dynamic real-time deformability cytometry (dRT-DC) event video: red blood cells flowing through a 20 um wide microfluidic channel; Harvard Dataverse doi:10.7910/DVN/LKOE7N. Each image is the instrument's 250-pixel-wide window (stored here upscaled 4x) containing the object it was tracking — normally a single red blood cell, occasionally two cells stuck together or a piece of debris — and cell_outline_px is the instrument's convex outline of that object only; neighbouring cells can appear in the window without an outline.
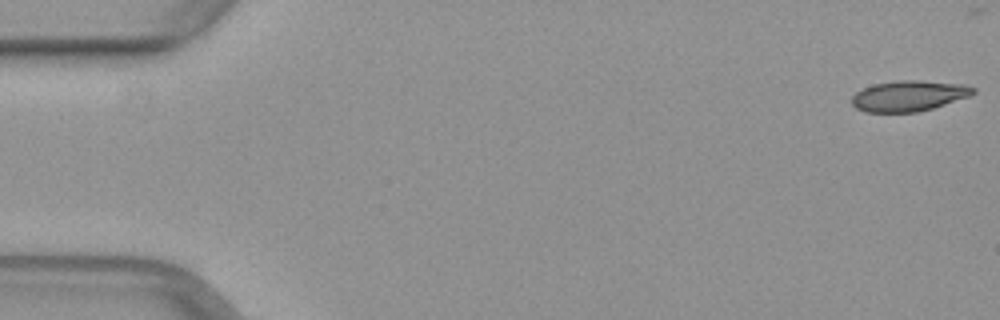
{"species": "common noctule bat (a hibernating species)", "species_latin": "Nyctalus noctula", "temperature_condition": "warm", "stored_images_in_passage": 49, "camera_frame_rate_fps": 3000, "um_per_image_px": 0.085, "animal": {"sex": "female", "body_mass_g": 29.2, "forearm_length_mm": 56.3}, "frame": {"image": 1, "passage_image": 1, "time_ms": 0.0, "image_size_px": [1000, 320], "cell_outline_px": [[976, 92], [968, 96], [932, 108], [916, 112], [864, 112], [856, 108], [852, 104], [852, 96], [856, 92], [864, 88], [876, 84], [896, 80], [920, 80], [968, 84], [976, 88]], "centroid_in_image_um": [77.27, 8.14], "position_along_channel_um": 7.7, "area_um2": 21.68}}
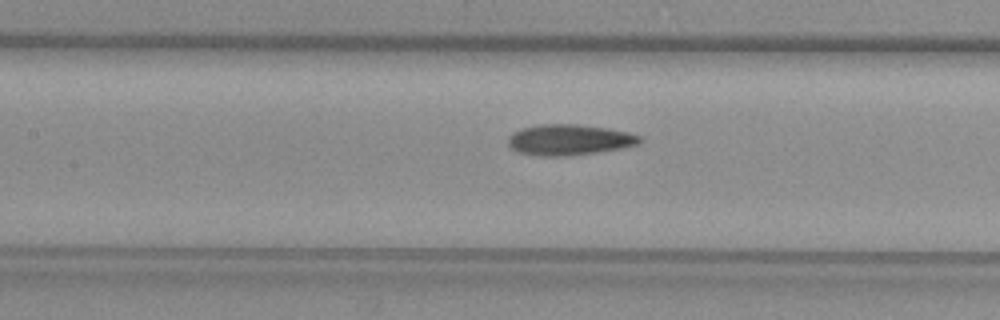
{"frame": {"image": 2, "passage_image": 23, "time_ms": 7.333, "image_size_px": [1000, 320], "cell_outline_px": [[640, 144], [620, 148], [596, 152], [568, 156], [540, 156], [516, 152], [508, 144], [508, 136], [512, 132], [520, 128], [540, 124], [576, 124], [608, 128], [628, 132], [640, 136]], "centroid_in_image_um": [48.33, 11.88], "position_along_channel_um": 159.1, "area_um2": 23.7}}
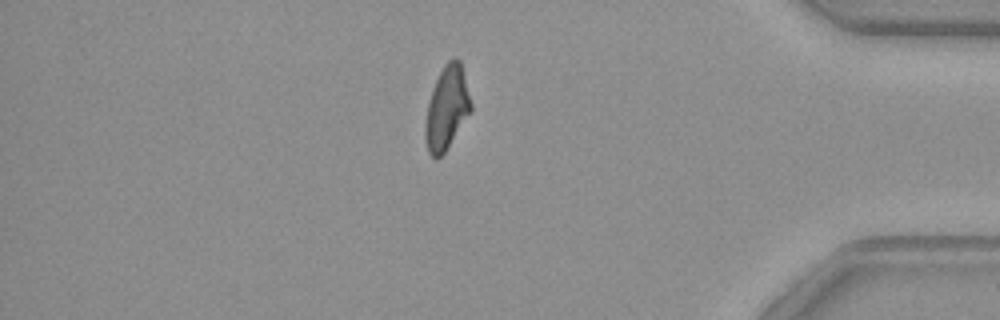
{"frame": {"image": 3, "passage_image": 43, "time_ms": 14.0, "image_size_px": [1000, 320], "cell_outline_px": [[472, 112], [444, 152], [436, 160], [428, 152], [424, 136], [424, 124], [428, 100], [432, 88], [444, 64], [452, 56], [456, 56], [460, 60], [472, 104]], "centroid_in_image_um": [37.97, 9.16], "position_along_channel_um": 397.2, "area_um2": 22.48}}